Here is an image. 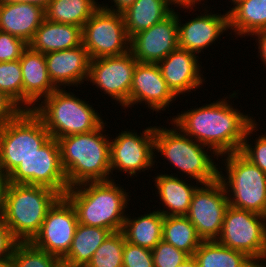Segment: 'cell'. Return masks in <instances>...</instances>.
I'll return each instance as SVG.
<instances>
[{"label": "cell", "instance_id": "6da1fadb", "mask_svg": "<svg viewBox=\"0 0 266 267\" xmlns=\"http://www.w3.org/2000/svg\"><path fill=\"white\" fill-rule=\"evenodd\" d=\"M226 98L191 108L172 117V122L186 135L207 146L214 158L240 152L247 129L256 121L234 109ZM209 148V149H208Z\"/></svg>", "mask_w": 266, "mask_h": 267}, {"label": "cell", "instance_id": "7a4b0ae2", "mask_svg": "<svg viewBox=\"0 0 266 267\" xmlns=\"http://www.w3.org/2000/svg\"><path fill=\"white\" fill-rule=\"evenodd\" d=\"M105 124L89 133L57 139L69 188L85 182L112 180V176H109L110 137L102 133Z\"/></svg>", "mask_w": 266, "mask_h": 267}, {"label": "cell", "instance_id": "3957f363", "mask_svg": "<svg viewBox=\"0 0 266 267\" xmlns=\"http://www.w3.org/2000/svg\"><path fill=\"white\" fill-rule=\"evenodd\" d=\"M114 181L85 182L66 191L80 224L122 231L130 196Z\"/></svg>", "mask_w": 266, "mask_h": 267}, {"label": "cell", "instance_id": "277c9868", "mask_svg": "<svg viewBox=\"0 0 266 267\" xmlns=\"http://www.w3.org/2000/svg\"><path fill=\"white\" fill-rule=\"evenodd\" d=\"M61 195L39 185L10 183L4 223L18 242H31L39 233L47 211Z\"/></svg>", "mask_w": 266, "mask_h": 267}, {"label": "cell", "instance_id": "5b68a950", "mask_svg": "<svg viewBox=\"0 0 266 267\" xmlns=\"http://www.w3.org/2000/svg\"><path fill=\"white\" fill-rule=\"evenodd\" d=\"M57 88L32 110L43 122L51 138L89 133L104 121L88 102Z\"/></svg>", "mask_w": 266, "mask_h": 267}, {"label": "cell", "instance_id": "8992f818", "mask_svg": "<svg viewBox=\"0 0 266 267\" xmlns=\"http://www.w3.org/2000/svg\"><path fill=\"white\" fill-rule=\"evenodd\" d=\"M172 129L155 126L154 151L161 153L162 156L177 167L183 174L196 180V184L203 185L216 181L219 176L218 165L214 164L213 159L204 149L206 146L195 141L186 135L175 124ZM203 147V148H202ZM205 147V148H204Z\"/></svg>", "mask_w": 266, "mask_h": 267}, {"label": "cell", "instance_id": "52a82bcc", "mask_svg": "<svg viewBox=\"0 0 266 267\" xmlns=\"http://www.w3.org/2000/svg\"><path fill=\"white\" fill-rule=\"evenodd\" d=\"M227 155L226 175L219 171L229 205L266 216V174L240 152ZM230 196V197H229Z\"/></svg>", "mask_w": 266, "mask_h": 267}, {"label": "cell", "instance_id": "ba28073f", "mask_svg": "<svg viewBox=\"0 0 266 267\" xmlns=\"http://www.w3.org/2000/svg\"><path fill=\"white\" fill-rule=\"evenodd\" d=\"M50 139L42 120L32 110H23L0 128V172L8 176Z\"/></svg>", "mask_w": 266, "mask_h": 267}, {"label": "cell", "instance_id": "9c48e42d", "mask_svg": "<svg viewBox=\"0 0 266 267\" xmlns=\"http://www.w3.org/2000/svg\"><path fill=\"white\" fill-rule=\"evenodd\" d=\"M216 241L245 253L256 263L266 249V216L229 205Z\"/></svg>", "mask_w": 266, "mask_h": 267}, {"label": "cell", "instance_id": "30bf717a", "mask_svg": "<svg viewBox=\"0 0 266 267\" xmlns=\"http://www.w3.org/2000/svg\"><path fill=\"white\" fill-rule=\"evenodd\" d=\"M82 44L91 60L130 51V37L122 13L99 7L82 28Z\"/></svg>", "mask_w": 266, "mask_h": 267}, {"label": "cell", "instance_id": "8fae6325", "mask_svg": "<svg viewBox=\"0 0 266 267\" xmlns=\"http://www.w3.org/2000/svg\"><path fill=\"white\" fill-rule=\"evenodd\" d=\"M8 178L12 184L45 186L64 196L69 186L61 165L58 140L51 138L37 152L22 160Z\"/></svg>", "mask_w": 266, "mask_h": 267}, {"label": "cell", "instance_id": "7c38bea8", "mask_svg": "<svg viewBox=\"0 0 266 267\" xmlns=\"http://www.w3.org/2000/svg\"><path fill=\"white\" fill-rule=\"evenodd\" d=\"M197 187L186 217L203 241L217 240L229 206L225 188L219 179Z\"/></svg>", "mask_w": 266, "mask_h": 267}, {"label": "cell", "instance_id": "4fadbf2b", "mask_svg": "<svg viewBox=\"0 0 266 267\" xmlns=\"http://www.w3.org/2000/svg\"><path fill=\"white\" fill-rule=\"evenodd\" d=\"M79 222L71 202L60 196L47 211L39 233L31 243L59 259L69 252Z\"/></svg>", "mask_w": 266, "mask_h": 267}, {"label": "cell", "instance_id": "5bb4252c", "mask_svg": "<svg viewBox=\"0 0 266 267\" xmlns=\"http://www.w3.org/2000/svg\"><path fill=\"white\" fill-rule=\"evenodd\" d=\"M155 126L147 127L140 132L122 131L115 139H110V168L136 176L155 164L154 151ZM141 135V136H140ZM154 160V161H153Z\"/></svg>", "mask_w": 266, "mask_h": 267}, {"label": "cell", "instance_id": "9a60e30c", "mask_svg": "<svg viewBox=\"0 0 266 267\" xmlns=\"http://www.w3.org/2000/svg\"><path fill=\"white\" fill-rule=\"evenodd\" d=\"M137 62L131 51L118 56L92 59L87 81L120 103V106L127 108Z\"/></svg>", "mask_w": 266, "mask_h": 267}, {"label": "cell", "instance_id": "2e32d148", "mask_svg": "<svg viewBox=\"0 0 266 267\" xmlns=\"http://www.w3.org/2000/svg\"><path fill=\"white\" fill-rule=\"evenodd\" d=\"M178 48L177 13L130 38V51L140 63H159Z\"/></svg>", "mask_w": 266, "mask_h": 267}, {"label": "cell", "instance_id": "e0dca14e", "mask_svg": "<svg viewBox=\"0 0 266 267\" xmlns=\"http://www.w3.org/2000/svg\"><path fill=\"white\" fill-rule=\"evenodd\" d=\"M174 98L176 100V96L163 79L157 63L137 62L130 88L129 107L145 103L149 109L161 112L170 107Z\"/></svg>", "mask_w": 266, "mask_h": 267}, {"label": "cell", "instance_id": "ac0fdd59", "mask_svg": "<svg viewBox=\"0 0 266 267\" xmlns=\"http://www.w3.org/2000/svg\"><path fill=\"white\" fill-rule=\"evenodd\" d=\"M197 57L195 53L177 48L157 63L168 88L177 98L195 91L205 81Z\"/></svg>", "mask_w": 266, "mask_h": 267}, {"label": "cell", "instance_id": "d6986e66", "mask_svg": "<svg viewBox=\"0 0 266 267\" xmlns=\"http://www.w3.org/2000/svg\"><path fill=\"white\" fill-rule=\"evenodd\" d=\"M205 13L182 24L177 12L178 48L201 53L229 29L228 11L225 15Z\"/></svg>", "mask_w": 266, "mask_h": 267}, {"label": "cell", "instance_id": "ffe728a7", "mask_svg": "<svg viewBox=\"0 0 266 267\" xmlns=\"http://www.w3.org/2000/svg\"><path fill=\"white\" fill-rule=\"evenodd\" d=\"M45 60L49 77L57 88L78 87L88 79L91 58L83 44L73 49L47 53Z\"/></svg>", "mask_w": 266, "mask_h": 267}, {"label": "cell", "instance_id": "44dd1931", "mask_svg": "<svg viewBox=\"0 0 266 267\" xmlns=\"http://www.w3.org/2000/svg\"><path fill=\"white\" fill-rule=\"evenodd\" d=\"M19 61L23 75V110H33L35 105L57 87L49 77L45 54L36 52L28 46L22 52Z\"/></svg>", "mask_w": 266, "mask_h": 267}, {"label": "cell", "instance_id": "7402d4cb", "mask_svg": "<svg viewBox=\"0 0 266 267\" xmlns=\"http://www.w3.org/2000/svg\"><path fill=\"white\" fill-rule=\"evenodd\" d=\"M45 8L27 2L0 4V31L29 44L45 20Z\"/></svg>", "mask_w": 266, "mask_h": 267}, {"label": "cell", "instance_id": "603a6c76", "mask_svg": "<svg viewBox=\"0 0 266 267\" xmlns=\"http://www.w3.org/2000/svg\"><path fill=\"white\" fill-rule=\"evenodd\" d=\"M82 44V27L45 20L28 46L42 54L73 49Z\"/></svg>", "mask_w": 266, "mask_h": 267}, {"label": "cell", "instance_id": "cb8c5ba5", "mask_svg": "<svg viewBox=\"0 0 266 267\" xmlns=\"http://www.w3.org/2000/svg\"><path fill=\"white\" fill-rule=\"evenodd\" d=\"M176 176L159 174L154 177L159 199L167 208V210L164 208L158 210L163 216H186L194 191L198 187L197 185L191 186L190 183L178 178L177 174Z\"/></svg>", "mask_w": 266, "mask_h": 267}, {"label": "cell", "instance_id": "d4e9b609", "mask_svg": "<svg viewBox=\"0 0 266 267\" xmlns=\"http://www.w3.org/2000/svg\"><path fill=\"white\" fill-rule=\"evenodd\" d=\"M171 5L169 0H136L122 12L129 37L147 30L169 16L174 11Z\"/></svg>", "mask_w": 266, "mask_h": 267}, {"label": "cell", "instance_id": "484cf974", "mask_svg": "<svg viewBox=\"0 0 266 267\" xmlns=\"http://www.w3.org/2000/svg\"><path fill=\"white\" fill-rule=\"evenodd\" d=\"M112 233L108 229L78 224L68 254L62 264L69 267H86L96 249Z\"/></svg>", "mask_w": 266, "mask_h": 267}, {"label": "cell", "instance_id": "4316f807", "mask_svg": "<svg viewBox=\"0 0 266 267\" xmlns=\"http://www.w3.org/2000/svg\"><path fill=\"white\" fill-rule=\"evenodd\" d=\"M129 217L126 216L122 228L125 240L152 250L162 240L164 216L156 210L134 219Z\"/></svg>", "mask_w": 266, "mask_h": 267}, {"label": "cell", "instance_id": "83f0119b", "mask_svg": "<svg viewBox=\"0 0 266 267\" xmlns=\"http://www.w3.org/2000/svg\"><path fill=\"white\" fill-rule=\"evenodd\" d=\"M235 6V7H234ZM229 30L240 37L266 28V0H243L228 11Z\"/></svg>", "mask_w": 266, "mask_h": 267}, {"label": "cell", "instance_id": "f1b7e54d", "mask_svg": "<svg viewBox=\"0 0 266 267\" xmlns=\"http://www.w3.org/2000/svg\"><path fill=\"white\" fill-rule=\"evenodd\" d=\"M193 257L198 267H251L255 263L245 253L228 248L216 240L202 241Z\"/></svg>", "mask_w": 266, "mask_h": 267}, {"label": "cell", "instance_id": "f546056e", "mask_svg": "<svg viewBox=\"0 0 266 267\" xmlns=\"http://www.w3.org/2000/svg\"><path fill=\"white\" fill-rule=\"evenodd\" d=\"M101 6L95 0H51L45 9L46 19L56 23L84 26Z\"/></svg>", "mask_w": 266, "mask_h": 267}, {"label": "cell", "instance_id": "4dcf8cb0", "mask_svg": "<svg viewBox=\"0 0 266 267\" xmlns=\"http://www.w3.org/2000/svg\"><path fill=\"white\" fill-rule=\"evenodd\" d=\"M162 240L193 256L203 241L186 216H164Z\"/></svg>", "mask_w": 266, "mask_h": 267}, {"label": "cell", "instance_id": "1f68e13d", "mask_svg": "<svg viewBox=\"0 0 266 267\" xmlns=\"http://www.w3.org/2000/svg\"><path fill=\"white\" fill-rule=\"evenodd\" d=\"M12 267H60L62 260L36 248L31 242H18L11 256Z\"/></svg>", "mask_w": 266, "mask_h": 267}, {"label": "cell", "instance_id": "d6a6232c", "mask_svg": "<svg viewBox=\"0 0 266 267\" xmlns=\"http://www.w3.org/2000/svg\"><path fill=\"white\" fill-rule=\"evenodd\" d=\"M125 241L122 231L112 232L96 249L86 267H123Z\"/></svg>", "mask_w": 266, "mask_h": 267}, {"label": "cell", "instance_id": "836d02e7", "mask_svg": "<svg viewBox=\"0 0 266 267\" xmlns=\"http://www.w3.org/2000/svg\"><path fill=\"white\" fill-rule=\"evenodd\" d=\"M0 91L23 109V75L19 60L0 62Z\"/></svg>", "mask_w": 266, "mask_h": 267}, {"label": "cell", "instance_id": "e575fe53", "mask_svg": "<svg viewBox=\"0 0 266 267\" xmlns=\"http://www.w3.org/2000/svg\"><path fill=\"white\" fill-rule=\"evenodd\" d=\"M257 122H254L246 131L240 153L247 158L252 164L258 166L266 174V133L261 134L256 141L255 145L249 144V135L257 129Z\"/></svg>", "mask_w": 266, "mask_h": 267}, {"label": "cell", "instance_id": "d590c367", "mask_svg": "<svg viewBox=\"0 0 266 267\" xmlns=\"http://www.w3.org/2000/svg\"><path fill=\"white\" fill-rule=\"evenodd\" d=\"M154 267H177L189 257L187 253L161 240L152 250Z\"/></svg>", "mask_w": 266, "mask_h": 267}, {"label": "cell", "instance_id": "8d00e7d4", "mask_svg": "<svg viewBox=\"0 0 266 267\" xmlns=\"http://www.w3.org/2000/svg\"><path fill=\"white\" fill-rule=\"evenodd\" d=\"M123 267H154L151 249L124 242Z\"/></svg>", "mask_w": 266, "mask_h": 267}, {"label": "cell", "instance_id": "74e56055", "mask_svg": "<svg viewBox=\"0 0 266 267\" xmlns=\"http://www.w3.org/2000/svg\"><path fill=\"white\" fill-rule=\"evenodd\" d=\"M27 47L22 39L0 31V62L19 60Z\"/></svg>", "mask_w": 266, "mask_h": 267}, {"label": "cell", "instance_id": "f35d334b", "mask_svg": "<svg viewBox=\"0 0 266 267\" xmlns=\"http://www.w3.org/2000/svg\"><path fill=\"white\" fill-rule=\"evenodd\" d=\"M23 109L6 93L0 91V128L15 119Z\"/></svg>", "mask_w": 266, "mask_h": 267}, {"label": "cell", "instance_id": "ab89813d", "mask_svg": "<svg viewBox=\"0 0 266 267\" xmlns=\"http://www.w3.org/2000/svg\"><path fill=\"white\" fill-rule=\"evenodd\" d=\"M18 241L13 237L9 227L0 220V260L11 259Z\"/></svg>", "mask_w": 266, "mask_h": 267}, {"label": "cell", "instance_id": "60d3db41", "mask_svg": "<svg viewBox=\"0 0 266 267\" xmlns=\"http://www.w3.org/2000/svg\"><path fill=\"white\" fill-rule=\"evenodd\" d=\"M10 185L8 176L0 172V220H3L6 205L7 190Z\"/></svg>", "mask_w": 266, "mask_h": 267}, {"label": "cell", "instance_id": "b9f144b4", "mask_svg": "<svg viewBox=\"0 0 266 267\" xmlns=\"http://www.w3.org/2000/svg\"><path fill=\"white\" fill-rule=\"evenodd\" d=\"M254 35L256 36V38L258 37L257 46L259 49L258 51L260 53V59L266 66V28L255 32L252 36Z\"/></svg>", "mask_w": 266, "mask_h": 267}, {"label": "cell", "instance_id": "7bdbcfd3", "mask_svg": "<svg viewBox=\"0 0 266 267\" xmlns=\"http://www.w3.org/2000/svg\"><path fill=\"white\" fill-rule=\"evenodd\" d=\"M136 0H113L111 2H114V7L113 6H109L107 4H105L104 6H100L102 9L110 11V12H116V13H122L124 12L128 7H130L131 5H133L135 3ZM113 7V8H112ZM116 7V9H115Z\"/></svg>", "mask_w": 266, "mask_h": 267}, {"label": "cell", "instance_id": "ee69618b", "mask_svg": "<svg viewBox=\"0 0 266 267\" xmlns=\"http://www.w3.org/2000/svg\"><path fill=\"white\" fill-rule=\"evenodd\" d=\"M201 1H204V0H169V2L172 4V5H174V7H180L181 8V6L183 7V9L185 8H187V9H189V7H190V9L189 10H191V9H193V7L194 6H196L195 4H200V3H198V2H201ZM197 2V3H196Z\"/></svg>", "mask_w": 266, "mask_h": 267}, {"label": "cell", "instance_id": "f6af8a7d", "mask_svg": "<svg viewBox=\"0 0 266 267\" xmlns=\"http://www.w3.org/2000/svg\"><path fill=\"white\" fill-rule=\"evenodd\" d=\"M50 1L51 0H0V4L27 2V3L39 5L46 9Z\"/></svg>", "mask_w": 266, "mask_h": 267}, {"label": "cell", "instance_id": "bcb514c9", "mask_svg": "<svg viewBox=\"0 0 266 267\" xmlns=\"http://www.w3.org/2000/svg\"><path fill=\"white\" fill-rule=\"evenodd\" d=\"M177 267H198L196 260L193 256H189Z\"/></svg>", "mask_w": 266, "mask_h": 267}, {"label": "cell", "instance_id": "7dc6e473", "mask_svg": "<svg viewBox=\"0 0 266 267\" xmlns=\"http://www.w3.org/2000/svg\"><path fill=\"white\" fill-rule=\"evenodd\" d=\"M260 261H261V263H260ZM263 262H265V264ZM256 264L258 267H266V249L262 252V255L259 257Z\"/></svg>", "mask_w": 266, "mask_h": 267}, {"label": "cell", "instance_id": "c3c4849f", "mask_svg": "<svg viewBox=\"0 0 266 267\" xmlns=\"http://www.w3.org/2000/svg\"><path fill=\"white\" fill-rule=\"evenodd\" d=\"M0 267H12L10 259L0 260Z\"/></svg>", "mask_w": 266, "mask_h": 267}, {"label": "cell", "instance_id": "681fc988", "mask_svg": "<svg viewBox=\"0 0 266 267\" xmlns=\"http://www.w3.org/2000/svg\"><path fill=\"white\" fill-rule=\"evenodd\" d=\"M232 4L236 5L237 3H239L240 1H243V0H230Z\"/></svg>", "mask_w": 266, "mask_h": 267}, {"label": "cell", "instance_id": "f907efd6", "mask_svg": "<svg viewBox=\"0 0 266 267\" xmlns=\"http://www.w3.org/2000/svg\"><path fill=\"white\" fill-rule=\"evenodd\" d=\"M251 267H258L256 263H254Z\"/></svg>", "mask_w": 266, "mask_h": 267}, {"label": "cell", "instance_id": "816d5d0a", "mask_svg": "<svg viewBox=\"0 0 266 267\" xmlns=\"http://www.w3.org/2000/svg\"><path fill=\"white\" fill-rule=\"evenodd\" d=\"M60 267H69V266H66V265H64V264H61V266Z\"/></svg>", "mask_w": 266, "mask_h": 267}]
</instances>
